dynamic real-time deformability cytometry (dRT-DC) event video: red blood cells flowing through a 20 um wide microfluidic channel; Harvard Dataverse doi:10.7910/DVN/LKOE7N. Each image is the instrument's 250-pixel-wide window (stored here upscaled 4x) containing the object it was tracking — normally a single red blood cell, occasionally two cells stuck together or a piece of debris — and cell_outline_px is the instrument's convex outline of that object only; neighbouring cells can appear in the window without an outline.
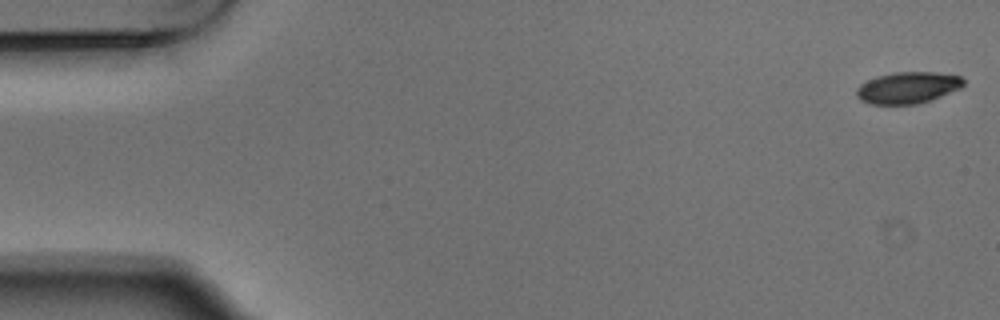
{"species": "Egyptian fruit bat (a non-hibernating species)", "species_latin": "Rousettus aegyptiacus", "temperature_condition": "warm", "stored_images_in_passage": 5, "camera_frame_rate_fps": 3000, "um_per_image_px": 0.085, "animal": {"sex": "male"}, "frame": {"image": 1, "passage_image": 1, "time_ms": 0.0, "image_size_px": [1000, 320], "cell_outline_px": [[964, 84], [960, 88], [940, 96], [916, 104], [868, 104], [860, 100], [856, 96], [856, 88], [860, 84], [876, 76], [892, 72], [936, 72], [960, 76], [964, 80]], "centroid_in_image_um": [77.11, 7.44], "position_along_channel_um": 7.9, "area_um2": 19.65}}
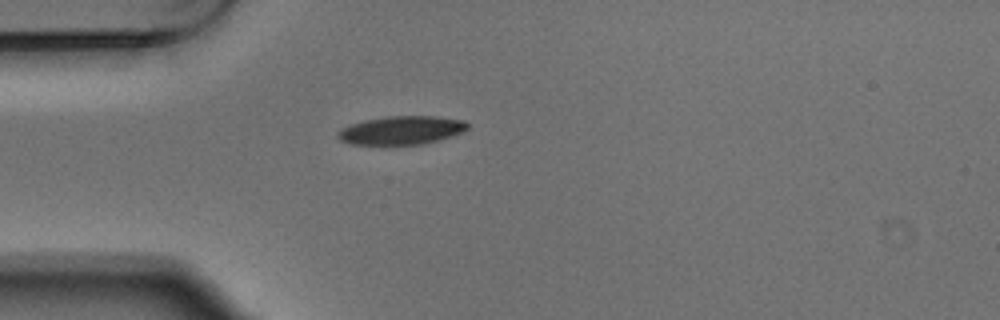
{"frame": {"image": 2, "passage_image": 5, "time_ms": 1.333, "image_size_px": [1000, 320], "cell_outline_px": [[468, 128], [460, 132], [436, 140], [420, 144], [384, 148], [348, 144], [340, 140], [336, 136], [336, 132], [340, 128], [364, 120], [388, 116], [436, 116], [464, 120], [468, 124]], "centroid_in_image_um": [33.99, 11.12], "position_along_channel_um": 51.0, "area_um2": 22.31}}